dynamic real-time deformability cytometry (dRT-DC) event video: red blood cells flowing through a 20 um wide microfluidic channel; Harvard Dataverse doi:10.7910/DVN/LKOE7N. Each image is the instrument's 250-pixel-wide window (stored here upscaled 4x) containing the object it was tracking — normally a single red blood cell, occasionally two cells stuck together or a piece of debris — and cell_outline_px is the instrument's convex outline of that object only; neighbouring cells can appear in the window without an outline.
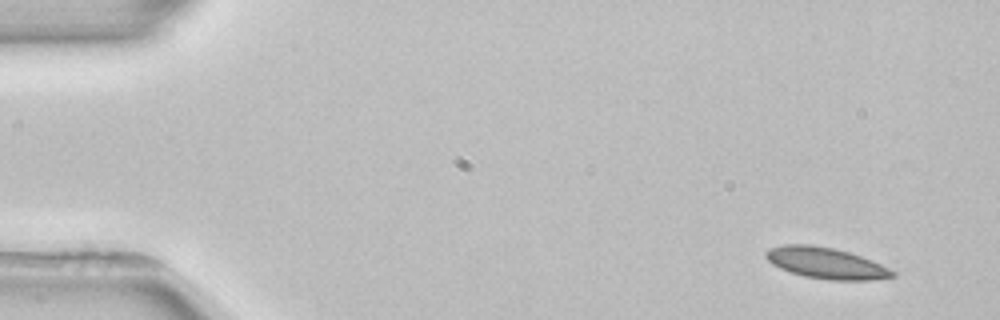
{"species": "common noctule bat (a hibernating species)", "species_latin": "Nyctalus noctula", "temperature_condition": "room temperature", "stored_images_in_passage": 3, "camera_frame_rate_fps": 3000, "um_per_image_px": 0.085, "animal": {"sex": "female", "body_mass_g": 22.7, "forearm_length_mm": 54.2}, "frame": {"image": 1, "passage_image": 1, "time_ms": 0.0, "image_size_px": [1000, 320], "cell_outline_px": [[896, 276], [872, 280], [832, 280], [804, 276], [780, 268], [772, 264], [764, 256], [764, 252], [768, 248], [784, 244], [808, 244], [832, 248], [848, 252], [872, 260], [896, 272]], "centroid_in_image_um": [70.18, 22.36], "position_along_channel_um": 14.8, "area_um2": 22.89}}